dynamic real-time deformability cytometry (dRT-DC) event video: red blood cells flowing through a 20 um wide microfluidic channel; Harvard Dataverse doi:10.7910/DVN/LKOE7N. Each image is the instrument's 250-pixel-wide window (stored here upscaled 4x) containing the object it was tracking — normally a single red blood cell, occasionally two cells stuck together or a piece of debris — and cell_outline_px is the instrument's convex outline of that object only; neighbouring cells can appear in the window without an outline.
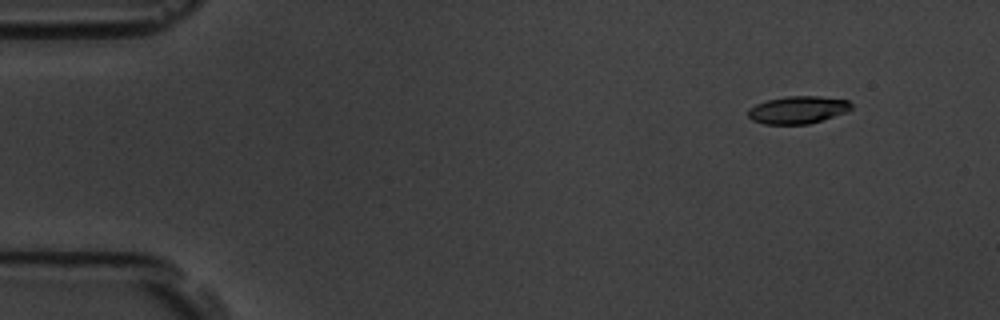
{"species": "common noctule bat (a hibernating species)", "species_latin": "Nyctalus noctula", "temperature_condition": "room temperature", "stored_images_in_passage": 5, "camera_frame_rate_fps": 3000, "um_per_image_px": 0.085, "animal": {"sex": "male", "body_mass_g": 19.5, "forearm_length_mm": 54.6}, "frame": {"image": 1, "passage_image": 2, "time_ms": 0.333, "image_size_px": [1000, 320], "cell_outline_px": [[852, 108], [848, 112], [808, 124], [764, 124], [752, 120], [748, 116], [748, 108], [756, 104], [768, 100], [788, 96], [820, 96], [848, 100], [852, 104]], "centroid_in_image_um": [67.83, 9.34], "position_along_channel_um": 17.2, "area_um2": 16.59}}
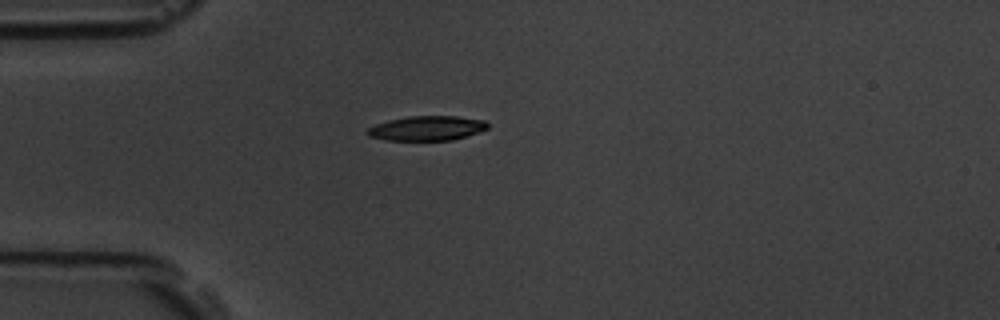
{"frame": {"image": 2, "passage_image": 5, "time_ms": 1.333, "image_size_px": [1000, 320], "cell_outline_px": [[488, 128], [452, 140], [384, 140], [368, 136], [368, 128], [376, 124], [388, 120], [408, 116], [456, 116], [484, 120], [488, 124]], "centroid_in_image_um": [36.26, 10.89], "position_along_channel_um": 48.7, "area_um2": 17.05}}